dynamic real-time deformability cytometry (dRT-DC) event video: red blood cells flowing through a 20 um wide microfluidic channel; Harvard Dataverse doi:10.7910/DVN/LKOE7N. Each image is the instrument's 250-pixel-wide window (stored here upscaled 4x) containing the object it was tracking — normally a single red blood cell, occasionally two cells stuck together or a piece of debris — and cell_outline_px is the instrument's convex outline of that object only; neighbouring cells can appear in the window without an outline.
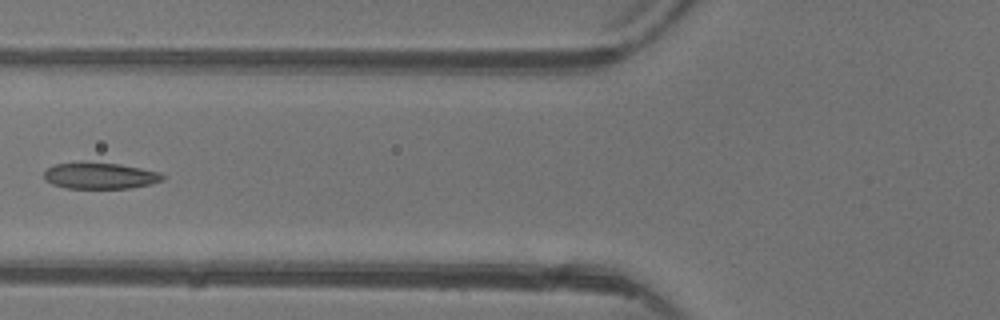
{"species": "common noctule bat (a hibernating species)", "species_latin": "Nyctalus noctula", "temperature_condition": "warm", "stored_images_in_passage": 6, "camera_frame_rate_fps": 3000, "um_per_image_px": 0.085, "animal": {"sex": "female"}, "frame": {"image": 1, "passage_image": 6, "time_ms": 5.667, "image_size_px": [1000, 320], "cell_outline_px": [[164, 180], [152, 184], [128, 188], [68, 188], [52, 184], [44, 180], [44, 172], [48, 168], [56, 164], [120, 164], [160, 172], [164, 176]], "centroid_in_image_um": [8.54, 14.97], "position_along_channel_um": 117.3, "area_um2": 17.63}}